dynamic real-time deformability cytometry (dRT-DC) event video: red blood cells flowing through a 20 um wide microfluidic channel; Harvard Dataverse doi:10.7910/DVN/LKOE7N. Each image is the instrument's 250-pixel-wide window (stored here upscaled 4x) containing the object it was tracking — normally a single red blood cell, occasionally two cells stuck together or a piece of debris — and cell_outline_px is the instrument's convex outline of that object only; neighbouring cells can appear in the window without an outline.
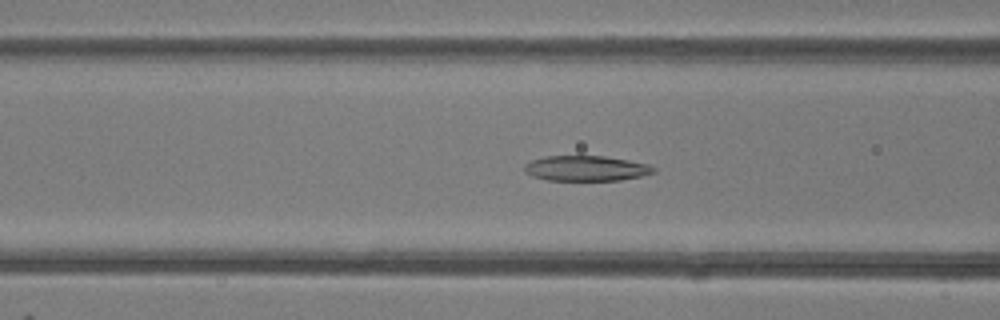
{"species": "common noctule bat (a hibernating species)", "species_latin": "Nyctalus noctula", "temperature_condition": "room temperature", "stored_images_in_passage": 48, "camera_frame_rate_fps": 3000, "um_per_image_px": 0.085, "animal": {"sex": "female"}, "frame": {"image": 1, "passage_image": 19, "time_ms": 6.0, "image_size_px": [1000, 320], "cell_outline_px": [[656, 172], [640, 176], [620, 180], [548, 180], [532, 176], [524, 172], [524, 164], [532, 160], [544, 156], [604, 156], [628, 160], [648, 164], [656, 168]], "centroid_in_image_um": [49.8, 14.3], "position_along_channel_um": 116.8, "area_um2": 19.02}}
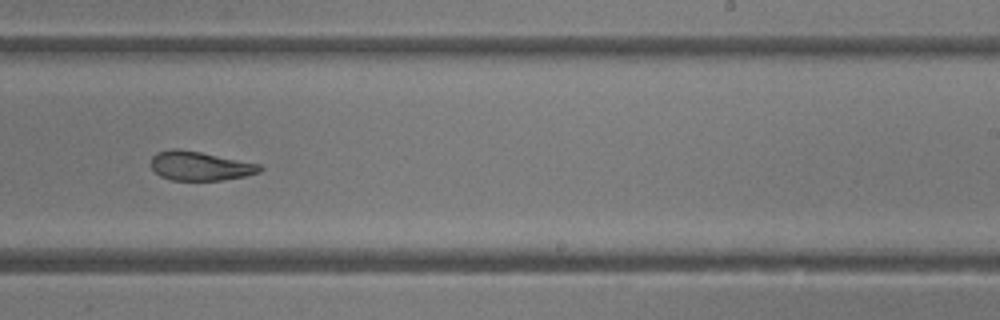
{"frame": {"image": 2, "passage_image": 30, "time_ms": 9.667, "image_size_px": [1000, 320], "cell_outline_px": [[264, 168], [260, 172], [244, 176], [220, 180], [172, 180], [160, 176], [152, 168], [152, 156], [156, 152], [168, 148], [180, 148], [260, 164]], "centroid_in_image_um": [16.98, 14.09], "position_along_channel_um": 272.0, "area_um2": 18.44}}
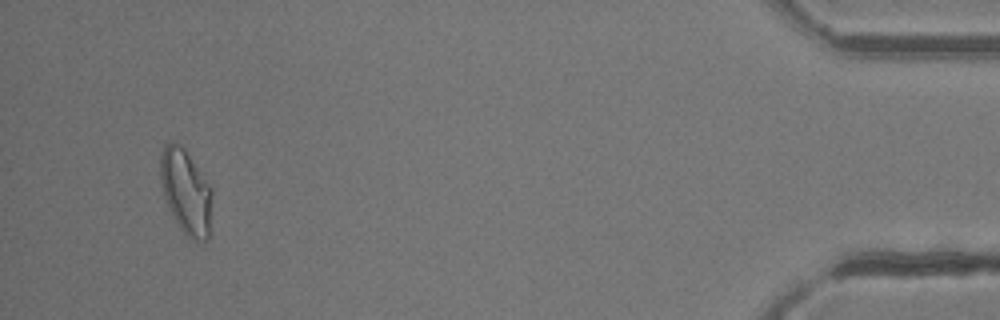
{"frame": {"image": 3, "passage_image": 46, "time_ms": 15.0, "image_size_px": [1000, 320], "cell_outline_px": [[212, 192], [208, 240], [192, 240], [180, 228], [164, 196], [160, 180], [160, 152], [164, 144], [180, 144], [184, 148], [212, 188]], "centroid_in_image_um": [15.8, 16.27], "position_along_channel_um": 419.4, "area_um2": 25.09}, "authors_computed_cell_mechanics": {"area_um2": 21.5305, "velocity_mm_per_s": 4.2349, "shape_relaxation_time_tau1_ms": null, "shape_relaxation_time_tau2_ms": 3.0194, "deformation_change_tau1": null, "deformation_change_tau2": 0.1171}}